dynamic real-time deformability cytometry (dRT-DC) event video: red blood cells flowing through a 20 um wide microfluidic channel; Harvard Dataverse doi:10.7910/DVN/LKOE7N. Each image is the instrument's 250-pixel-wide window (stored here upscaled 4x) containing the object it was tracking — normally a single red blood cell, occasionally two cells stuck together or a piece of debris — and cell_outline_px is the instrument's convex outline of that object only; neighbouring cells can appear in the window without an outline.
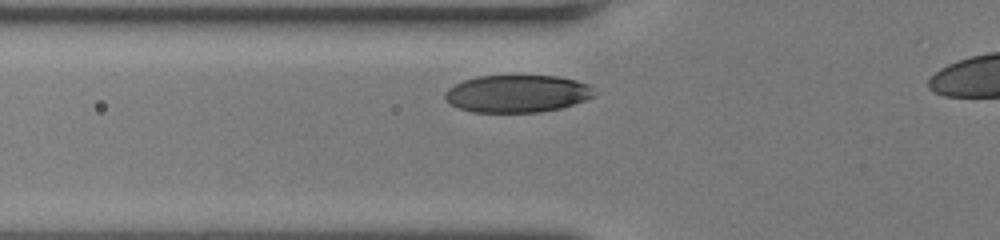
{"species": "human", "species_latin": "Homo sapiens", "temperature_condition": "room temperature", "stored_images_in_passage": 28, "camera_frame_rate_fps": 3000, "um_per_image_px": 0.085, "donor": {"sex": "female"}, "frame": {"image": 1, "passage_image": 5, "time_ms": 1.333, "image_size_px": [1000, 240], "cell_outline_px": [[596, 92], [592, 96], [584, 100], [560, 108], [540, 112], [472, 112], [460, 108], [452, 104], [444, 96], [444, 92], [448, 88], [464, 80], [476, 76], [556, 76], [576, 80], [588, 84]], "centroid_in_image_um": [43.95, 7.96], "position_along_channel_um": 81.8, "area_um2": 32.31}}
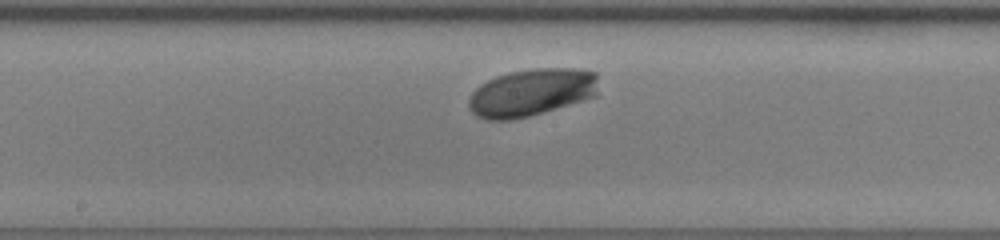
{"frame": {"image": 2, "passage_image": 14, "time_ms": 4.333, "image_size_px": [1000, 240], "cell_outline_px": [[596, 96], [528, 116], [512, 120], [488, 120], [476, 116], [468, 108], [468, 100], [472, 92], [480, 84], [496, 76], [508, 72], [532, 68], [580, 68], [596, 72]], "centroid_in_image_um": [45.13, 7.85], "position_along_channel_um": 203.1, "area_um2": 35.89}}
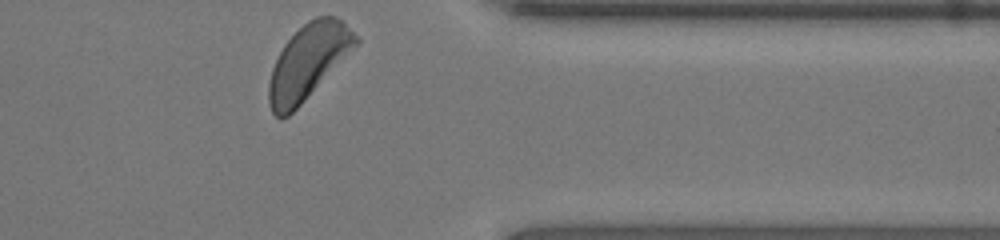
{"frame": {"image": 3, "passage_image": 28, "time_ms": 9.0, "image_size_px": [1000, 240], "cell_outline_px": [[360, 40], [300, 104], [288, 116], [280, 120], [272, 112], [268, 104], [268, 84], [272, 68], [284, 44], [308, 20], [316, 16], [332, 16], [340, 20]], "centroid_in_image_um": [26.12, 5.28], "position_along_channel_um": 385.3, "area_um2": 36.53}, "authors_computed_cell_mechanics": {"area_um2": 35.836, "velocity_mm_per_s": 4.0572, "shape_relaxation_time_tau1_ms": 1.0643, "shape_relaxation_time_tau2_ms": null, "deformation_change_tau1": 0.0895, "deformation_change_tau2": null}}